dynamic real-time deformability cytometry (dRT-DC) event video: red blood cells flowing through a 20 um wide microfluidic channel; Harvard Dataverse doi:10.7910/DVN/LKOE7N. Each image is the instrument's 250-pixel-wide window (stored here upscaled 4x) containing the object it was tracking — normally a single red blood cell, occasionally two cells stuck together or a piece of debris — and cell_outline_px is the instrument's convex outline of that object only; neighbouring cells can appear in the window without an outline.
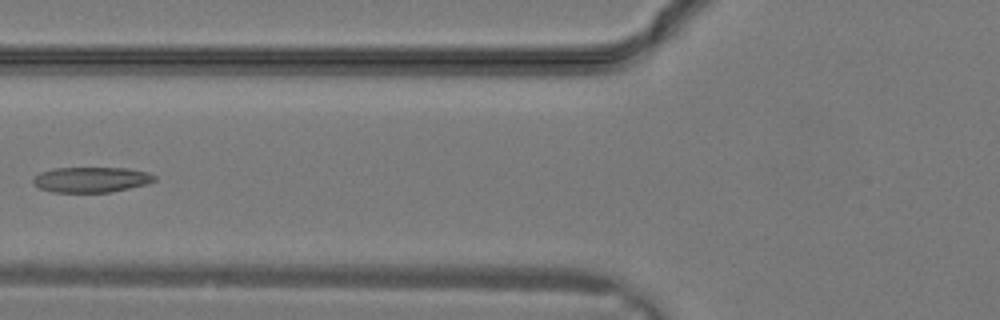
{"species": "common noctule bat (a hibernating species)", "species_latin": "Nyctalus noctula", "temperature_condition": "warm", "stored_images_in_passage": 7, "camera_frame_rate_fps": 3000, "um_per_image_px": 0.085, "animal": {"sex": "male", "body_mass_g": 19.2, "forearm_length_mm": 51.8}, "frame": {"image": 1, "passage_image": 6, "time_ms": 1.667, "image_size_px": [1000, 320], "cell_outline_px": [[156, 180], [148, 184], [112, 192], [52, 192], [40, 188], [32, 184], [32, 180], [40, 172], [52, 168], [128, 168], [148, 172], [156, 176]], "centroid_in_image_um": [7.77, 15.27], "position_along_channel_um": 118.0, "area_um2": 18.09}}